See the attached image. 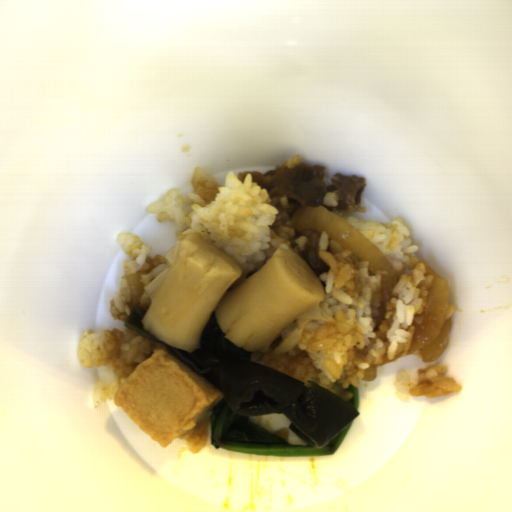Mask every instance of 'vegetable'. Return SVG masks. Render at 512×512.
<instances>
[{
    "label": "vegetable",
    "mask_w": 512,
    "mask_h": 512,
    "mask_svg": "<svg viewBox=\"0 0 512 512\" xmlns=\"http://www.w3.org/2000/svg\"><path fill=\"white\" fill-rule=\"evenodd\" d=\"M357 418V417H356ZM356 418L322 448L312 445H291L275 433L238 415L223 397L211 410L209 428L211 445L228 450L273 456H332L342 446Z\"/></svg>",
    "instance_id": "1"
},
{
    "label": "vegetable",
    "mask_w": 512,
    "mask_h": 512,
    "mask_svg": "<svg viewBox=\"0 0 512 512\" xmlns=\"http://www.w3.org/2000/svg\"><path fill=\"white\" fill-rule=\"evenodd\" d=\"M348 391L351 392L352 398H351V405L357 410L359 409L360 404V398H359V391L358 387L353 386L352 384L348 386Z\"/></svg>",
    "instance_id": "2"
}]
</instances>
